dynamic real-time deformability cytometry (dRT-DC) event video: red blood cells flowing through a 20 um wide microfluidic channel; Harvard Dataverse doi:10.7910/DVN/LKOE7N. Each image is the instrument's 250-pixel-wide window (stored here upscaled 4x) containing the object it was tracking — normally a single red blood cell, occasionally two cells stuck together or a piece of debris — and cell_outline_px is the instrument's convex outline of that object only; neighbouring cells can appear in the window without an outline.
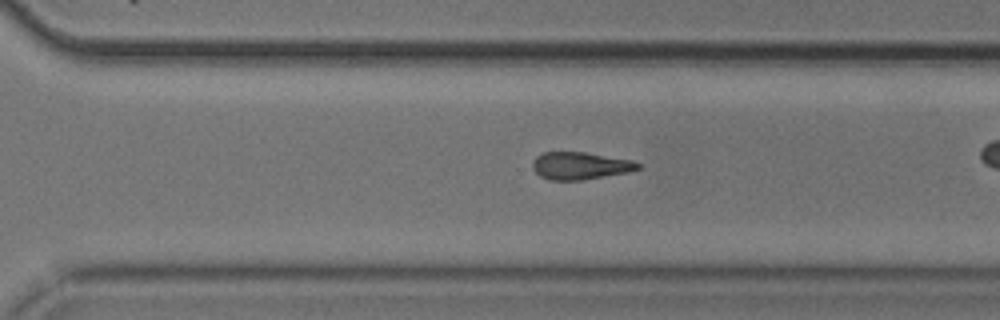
{"species": "common noctule bat (a hibernating species)", "species_latin": "Nyctalus noctula", "temperature_condition": "cold", "stored_images_in_passage": 33, "camera_frame_rate_fps": 3000, "um_per_image_px": 0.085, "animal": {"sex": "male", "body_mass_g": 20.5, "forearm_length_mm": 52.5}, "frame": {"image": 1, "passage_image": 28, "time_ms": 9.0, "image_size_px": [1000, 320], "cell_outline_px": [[640, 168], [628, 172], [584, 180], [548, 180], [540, 176], [532, 168], [532, 164], [536, 156], [544, 152], [584, 152], [632, 160], [640, 164]], "centroid_in_image_um": [49.3, 14.09], "position_along_channel_um": 321.3, "area_um2": 16.82}}